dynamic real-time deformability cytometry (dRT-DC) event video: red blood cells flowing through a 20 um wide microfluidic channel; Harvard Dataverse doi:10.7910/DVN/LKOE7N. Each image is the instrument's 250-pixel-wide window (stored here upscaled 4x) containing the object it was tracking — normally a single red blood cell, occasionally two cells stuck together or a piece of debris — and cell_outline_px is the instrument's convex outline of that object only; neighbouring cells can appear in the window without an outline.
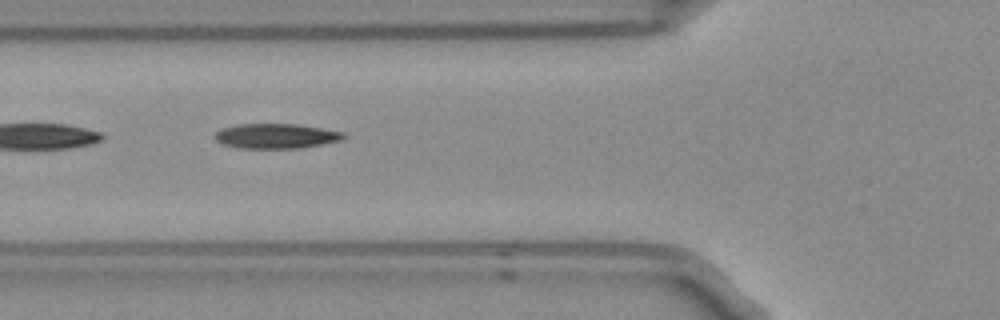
{"species": "Egyptian fruit bat (a non-hibernating species)", "species_latin": "Rousettus aegyptiacus", "temperature_condition": "room temperature", "stored_images_in_passage": 3, "camera_frame_rate_fps": 3000, "um_per_image_px": 0.085, "frame": {"image": 1, "passage_image": 2, "time_ms": 0.333, "image_size_px": [1000, 320], "cell_outline_px": [[348, 136], [340, 140], [300, 148], [236, 148], [224, 144], [216, 140], [212, 136], [220, 128], [236, 124], [296, 124], [344, 132]], "centroid_in_image_um": [23.41, 11.56], "position_along_channel_um": 102.4, "area_um2": 18.67}}